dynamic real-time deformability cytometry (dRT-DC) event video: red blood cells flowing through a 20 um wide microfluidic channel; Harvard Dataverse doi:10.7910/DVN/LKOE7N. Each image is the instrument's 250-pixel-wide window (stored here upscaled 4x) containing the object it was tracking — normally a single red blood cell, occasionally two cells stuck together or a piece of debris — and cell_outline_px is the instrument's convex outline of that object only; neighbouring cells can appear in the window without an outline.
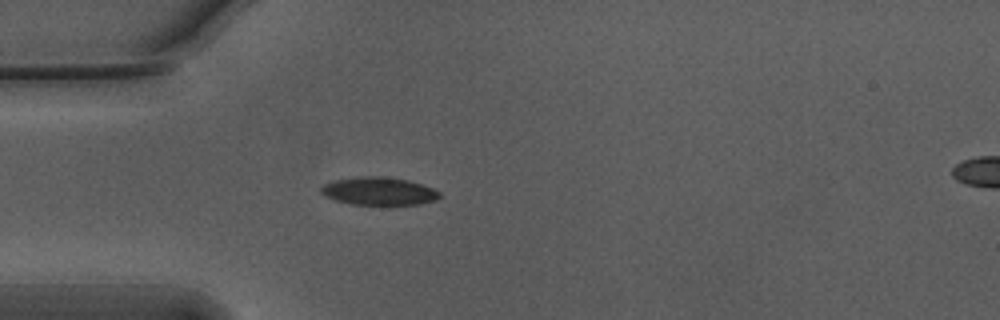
{"species": "Egyptian fruit bat (a non-hibernating species)", "species_latin": "Rousettus aegyptiacus", "temperature_condition": "warm", "stored_images_in_passage": 40, "camera_frame_rate_fps": 3000, "um_per_image_px": 0.085, "animal": {"sex": "male"}, "frame": {"image": 1, "passage_image": 1, "time_ms": 0.0, "image_size_px": [1000, 320], "cell_outline_px": [[440, 196], [436, 200], [420, 204], [352, 204], [336, 200], [324, 196], [320, 192], [320, 188], [324, 184], [336, 180], [360, 176], [380, 176], [408, 180], [432, 188], [440, 192]], "centroid_in_image_um": [32.19, 16.24], "position_along_channel_um": 52.8, "area_um2": 19.07}}
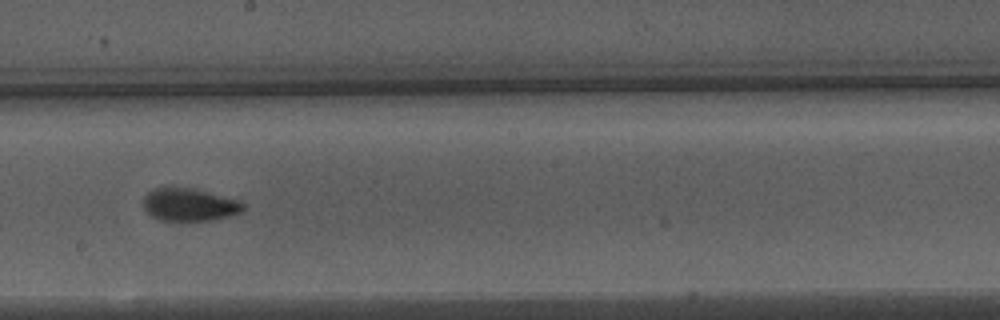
{"frame": {"image": 2, "passage_image": 16, "time_ms": 5.0, "image_size_px": [1000, 320], "cell_outline_px": [[244, 208], [240, 212], [228, 216], [212, 220], [156, 220], [144, 208], [144, 196], [148, 192], [156, 188], [192, 188], [240, 200], [244, 204]], "centroid_in_image_um": [16.1, 17.4], "position_along_channel_um": 232.1, "area_um2": 18.79}}
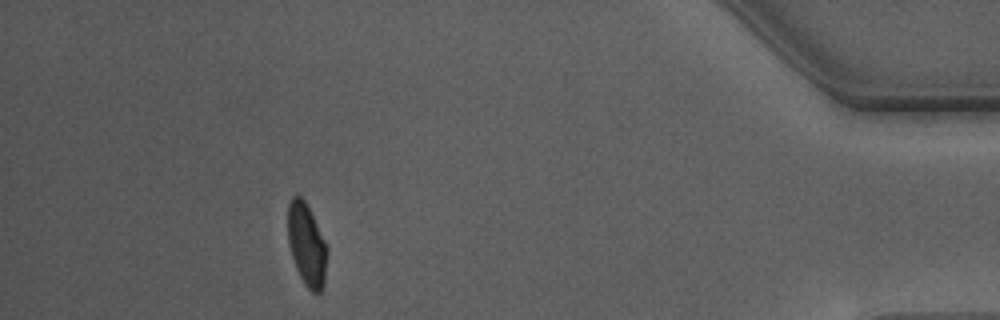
{"frame": {"image": 3, "passage_image": 35, "time_ms": 11.333, "image_size_px": [1000, 320], "cell_outline_px": [[328, 252], [324, 284], [320, 292], [316, 296], [304, 284], [296, 268], [288, 244], [288, 204], [292, 196], [300, 196], [304, 200], [328, 248]], "centroid_in_image_um": [26.07, 20.85], "position_along_channel_um": 409.1, "area_um2": 18.79}, "authors_computed_cell_mechanics": {"area_um2": 19.1607, "velocity_mm_per_s": 3.7404, "shape_relaxation_time_tau1_ms": 3.0655, "shape_relaxation_time_tau2_ms": 1.1862, "deformation_change_tau1": 0.1613, "deformation_change_tau2": 0.0694}}